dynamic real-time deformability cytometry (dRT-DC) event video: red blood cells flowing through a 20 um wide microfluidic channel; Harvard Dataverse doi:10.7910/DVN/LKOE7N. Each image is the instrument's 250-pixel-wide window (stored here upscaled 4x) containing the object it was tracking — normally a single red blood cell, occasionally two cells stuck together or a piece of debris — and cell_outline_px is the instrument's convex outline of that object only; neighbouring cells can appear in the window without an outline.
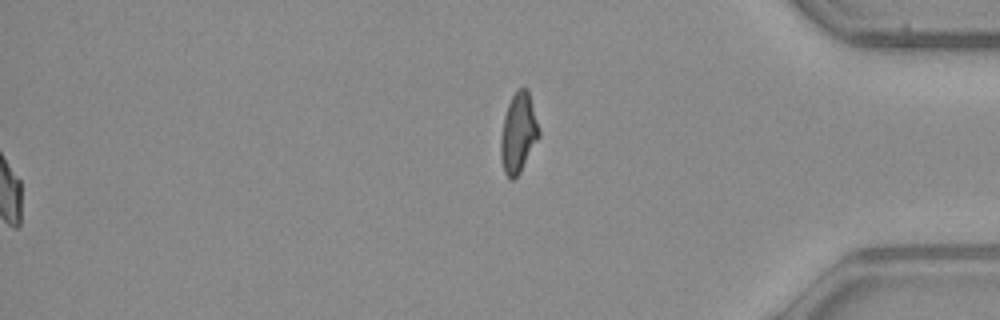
{"species": "common noctule bat (a hibernating species)", "species_latin": "Nyctalus noctula", "temperature_condition": "warm", "stored_images_in_passage": 42, "segment_of_instrument_passage": [2, 2], "camera_frame_rate_fps": 3000, "um_per_image_px": 0.085, "animal": {"sex": "male", "body_mass_g": 23.1, "forearm_length_mm": 52.7}, "frame": {"image": 1, "passage_image": 42, "time_ms": 13.667, "image_size_px": [1000, 320], "cell_outline_px": [[540, 136], [520, 172], [512, 180], [508, 180], [504, 172], [500, 156], [500, 140], [504, 116], [508, 104], [512, 96], [520, 88], [528, 88], [540, 132]], "centroid_in_image_um": [44.05, 11.33], "position_along_channel_um": 391.1, "area_um2": 17.74}}